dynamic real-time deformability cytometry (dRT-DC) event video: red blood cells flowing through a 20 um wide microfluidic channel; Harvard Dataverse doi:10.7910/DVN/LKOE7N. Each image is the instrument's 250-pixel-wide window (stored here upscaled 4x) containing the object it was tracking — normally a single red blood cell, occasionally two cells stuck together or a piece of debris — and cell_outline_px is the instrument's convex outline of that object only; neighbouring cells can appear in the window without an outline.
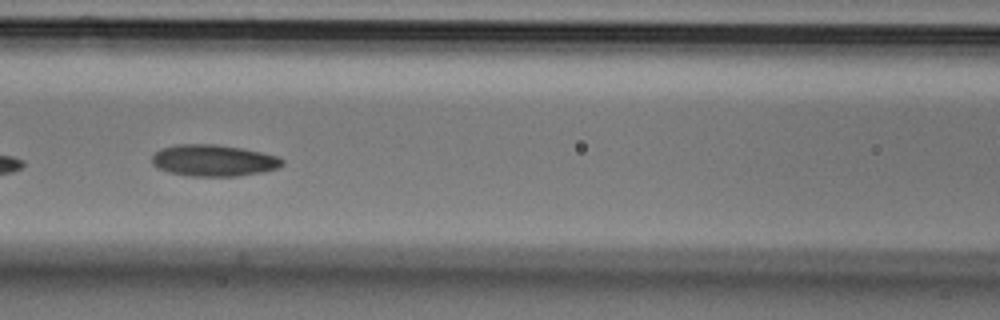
{"species": "Egyptian fruit bat (a non-hibernating species)", "species_latin": "Rousettus aegyptiacus", "temperature_condition": "cold", "stored_images_in_passage": 8, "camera_frame_rate_fps": 3000, "um_per_image_px": 0.085, "animal": {"sex": "male"}, "frame": {"image": 1, "passage_image": 7, "time_ms": 2.0, "image_size_px": [1000, 320], "cell_outline_px": [[284, 164], [280, 168], [264, 172], [236, 176], [188, 176], [168, 172], [156, 168], [152, 164], [152, 156], [160, 148], [176, 144], [216, 144], [244, 148], [280, 156], [284, 160]], "centroid_in_image_um": [18.18, 13.64], "position_along_channel_um": 148.4, "area_um2": 24.45}}